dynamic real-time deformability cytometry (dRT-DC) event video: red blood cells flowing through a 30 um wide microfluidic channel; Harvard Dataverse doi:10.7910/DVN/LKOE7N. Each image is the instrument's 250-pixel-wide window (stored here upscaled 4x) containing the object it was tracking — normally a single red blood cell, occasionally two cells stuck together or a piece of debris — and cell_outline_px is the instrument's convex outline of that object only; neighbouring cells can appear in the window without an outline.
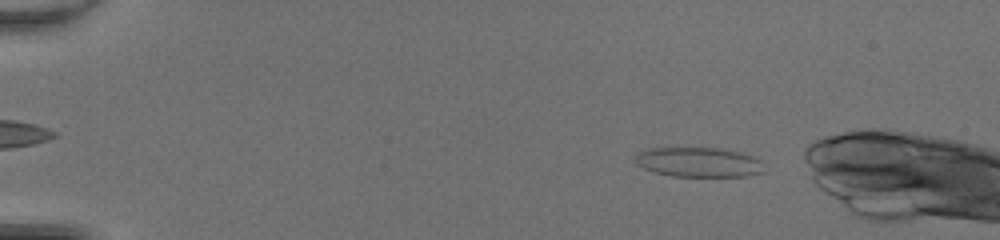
{"species": "common noctule bat (a hibernating species)", "species_latin": "Nyctalus noctula", "temperature_condition": "room temperature", "stored_images_in_passage": 41, "camera_frame_rate_fps": 3000, "um_per_image_px": 0.085, "animal": {"sex": "female", "body_mass_g": 20.0, "forearm_length_mm": 54.0}, "frame": {"image": 1, "passage_image": 3, "time_ms": 0.667, "image_size_px": [1000, 240], "cell_outline_px": [[764, 172], [748, 176], [672, 176], [656, 172], [644, 168], [636, 164], [636, 152], [644, 148], [720, 148], [740, 152], [752, 156], [760, 160]], "centroid_in_image_um": [59.37, 13.78], "position_along_channel_um": 25.6, "area_um2": 22.31}}
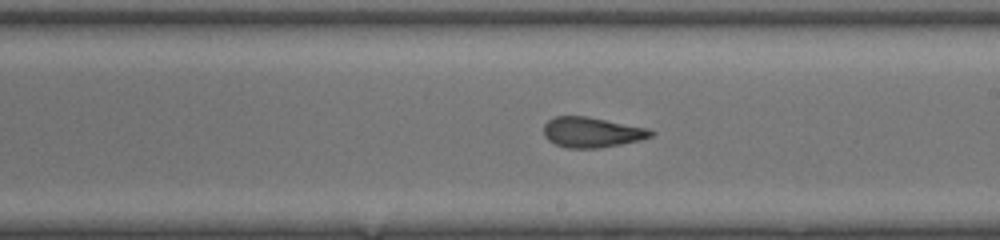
{"frame": {"image": 2, "passage_image": 25, "time_ms": 8.0, "image_size_px": [1000, 240], "cell_outline_px": [[656, 132], [652, 136], [640, 140], [600, 148], [568, 148], [556, 144], [548, 140], [544, 136], [544, 124], [552, 116], [588, 116], [648, 128]], "centroid_in_image_um": [50.3, 11.23], "position_along_channel_um": 238.7, "area_um2": 19.02}}
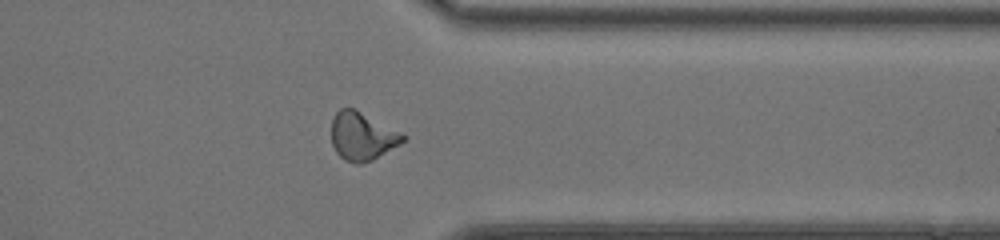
{"frame": {"image": 3, "passage_image": 35, "time_ms": 11.333, "image_size_px": [1000, 240], "cell_outline_px": [[408, 136], [400, 144], [372, 160], [360, 164], [356, 164], [344, 160], [336, 152], [332, 144], [332, 120], [336, 112], [340, 108], [356, 108]], "centroid_in_image_um": [30.79, 11.57], "position_along_channel_um": 380.6, "area_um2": 20.11}}